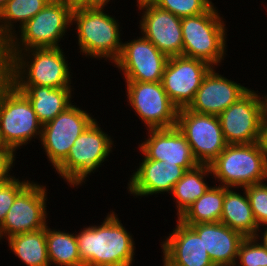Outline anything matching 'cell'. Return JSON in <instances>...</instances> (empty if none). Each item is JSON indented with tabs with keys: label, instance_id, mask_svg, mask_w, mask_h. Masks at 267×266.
Segmentation results:
<instances>
[{
	"label": "cell",
	"instance_id": "obj_1",
	"mask_svg": "<svg viewBox=\"0 0 267 266\" xmlns=\"http://www.w3.org/2000/svg\"><path fill=\"white\" fill-rule=\"evenodd\" d=\"M110 210L100 224L75 231L83 266H133L135 239Z\"/></svg>",
	"mask_w": 267,
	"mask_h": 266
},
{
	"label": "cell",
	"instance_id": "obj_2",
	"mask_svg": "<svg viewBox=\"0 0 267 266\" xmlns=\"http://www.w3.org/2000/svg\"><path fill=\"white\" fill-rule=\"evenodd\" d=\"M107 4L72 10L71 26L77 35L80 54L94 60L105 59L114 63L121 54L123 36L121 22L105 12ZM121 28V29H120Z\"/></svg>",
	"mask_w": 267,
	"mask_h": 266
},
{
	"label": "cell",
	"instance_id": "obj_3",
	"mask_svg": "<svg viewBox=\"0 0 267 266\" xmlns=\"http://www.w3.org/2000/svg\"><path fill=\"white\" fill-rule=\"evenodd\" d=\"M62 49L33 48L21 52H7L11 83L15 86L74 88L71 80L73 73L71 65L69 66L71 63Z\"/></svg>",
	"mask_w": 267,
	"mask_h": 266
},
{
	"label": "cell",
	"instance_id": "obj_4",
	"mask_svg": "<svg viewBox=\"0 0 267 266\" xmlns=\"http://www.w3.org/2000/svg\"><path fill=\"white\" fill-rule=\"evenodd\" d=\"M220 12L213 4L202 14L181 18L182 56L202 60L212 67L222 65L228 55V28Z\"/></svg>",
	"mask_w": 267,
	"mask_h": 266
},
{
	"label": "cell",
	"instance_id": "obj_5",
	"mask_svg": "<svg viewBox=\"0 0 267 266\" xmlns=\"http://www.w3.org/2000/svg\"><path fill=\"white\" fill-rule=\"evenodd\" d=\"M95 119L75 140L67 158L54 170L72 188L82 186L112 153L114 138ZM88 178V179H87Z\"/></svg>",
	"mask_w": 267,
	"mask_h": 266
},
{
	"label": "cell",
	"instance_id": "obj_6",
	"mask_svg": "<svg viewBox=\"0 0 267 266\" xmlns=\"http://www.w3.org/2000/svg\"><path fill=\"white\" fill-rule=\"evenodd\" d=\"M218 185L244 188L267 181V156L262 142L228 144L210 164Z\"/></svg>",
	"mask_w": 267,
	"mask_h": 266
},
{
	"label": "cell",
	"instance_id": "obj_7",
	"mask_svg": "<svg viewBox=\"0 0 267 266\" xmlns=\"http://www.w3.org/2000/svg\"><path fill=\"white\" fill-rule=\"evenodd\" d=\"M71 15L72 9L64 2L50 0L4 45L6 52L62 47L60 41L65 39L63 37L72 28Z\"/></svg>",
	"mask_w": 267,
	"mask_h": 266
},
{
	"label": "cell",
	"instance_id": "obj_8",
	"mask_svg": "<svg viewBox=\"0 0 267 266\" xmlns=\"http://www.w3.org/2000/svg\"><path fill=\"white\" fill-rule=\"evenodd\" d=\"M42 124L27 96L13 83L0 95V145L15 154L34 139L40 141Z\"/></svg>",
	"mask_w": 267,
	"mask_h": 266
},
{
	"label": "cell",
	"instance_id": "obj_9",
	"mask_svg": "<svg viewBox=\"0 0 267 266\" xmlns=\"http://www.w3.org/2000/svg\"><path fill=\"white\" fill-rule=\"evenodd\" d=\"M264 95L251 88L218 117L227 144H252L262 139Z\"/></svg>",
	"mask_w": 267,
	"mask_h": 266
},
{
	"label": "cell",
	"instance_id": "obj_10",
	"mask_svg": "<svg viewBox=\"0 0 267 266\" xmlns=\"http://www.w3.org/2000/svg\"><path fill=\"white\" fill-rule=\"evenodd\" d=\"M127 102L144 129H166L177 125L178 108L166 94L162 82L125 81Z\"/></svg>",
	"mask_w": 267,
	"mask_h": 266
},
{
	"label": "cell",
	"instance_id": "obj_11",
	"mask_svg": "<svg viewBox=\"0 0 267 266\" xmlns=\"http://www.w3.org/2000/svg\"><path fill=\"white\" fill-rule=\"evenodd\" d=\"M75 104L42 125L40 145L54 170L67 158L75 140L96 119Z\"/></svg>",
	"mask_w": 267,
	"mask_h": 266
},
{
	"label": "cell",
	"instance_id": "obj_12",
	"mask_svg": "<svg viewBox=\"0 0 267 266\" xmlns=\"http://www.w3.org/2000/svg\"><path fill=\"white\" fill-rule=\"evenodd\" d=\"M177 128L184 134L200 165H210L228 145L218 116L178 109Z\"/></svg>",
	"mask_w": 267,
	"mask_h": 266
},
{
	"label": "cell",
	"instance_id": "obj_13",
	"mask_svg": "<svg viewBox=\"0 0 267 266\" xmlns=\"http://www.w3.org/2000/svg\"><path fill=\"white\" fill-rule=\"evenodd\" d=\"M46 185L32 180L16 196L0 226V242L16 234L46 228L50 222L47 219L49 217V211H47L49 192Z\"/></svg>",
	"mask_w": 267,
	"mask_h": 266
},
{
	"label": "cell",
	"instance_id": "obj_14",
	"mask_svg": "<svg viewBox=\"0 0 267 266\" xmlns=\"http://www.w3.org/2000/svg\"><path fill=\"white\" fill-rule=\"evenodd\" d=\"M122 44V51L113 63L124 81L161 82L168 57L142 34Z\"/></svg>",
	"mask_w": 267,
	"mask_h": 266
},
{
	"label": "cell",
	"instance_id": "obj_15",
	"mask_svg": "<svg viewBox=\"0 0 267 266\" xmlns=\"http://www.w3.org/2000/svg\"><path fill=\"white\" fill-rule=\"evenodd\" d=\"M142 15L138 28L168 58L183 54L181 17L159 8L151 0L136 1Z\"/></svg>",
	"mask_w": 267,
	"mask_h": 266
},
{
	"label": "cell",
	"instance_id": "obj_16",
	"mask_svg": "<svg viewBox=\"0 0 267 266\" xmlns=\"http://www.w3.org/2000/svg\"><path fill=\"white\" fill-rule=\"evenodd\" d=\"M211 68L208 63L195 58L182 55L168 58L161 82L169 99L178 109L190 105Z\"/></svg>",
	"mask_w": 267,
	"mask_h": 266
},
{
	"label": "cell",
	"instance_id": "obj_17",
	"mask_svg": "<svg viewBox=\"0 0 267 266\" xmlns=\"http://www.w3.org/2000/svg\"><path fill=\"white\" fill-rule=\"evenodd\" d=\"M139 166L130 175L127 191L134 198L141 199L152 195L172 192L174 185L182 178L186 170L175 163L148 159L142 152Z\"/></svg>",
	"mask_w": 267,
	"mask_h": 266
},
{
	"label": "cell",
	"instance_id": "obj_18",
	"mask_svg": "<svg viewBox=\"0 0 267 266\" xmlns=\"http://www.w3.org/2000/svg\"><path fill=\"white\" fill-rule=\"evenodd\" d=\"M249 89L224 77V74L217 71V67H212L203 78L194 100L187 108L196 113L219 116Z\"/></svg>",
	"mask_w": 267,
	"mask_h": 266
},
{
	"label": "cell",
	"instance_id": "obj_19",
	"mask_svg": "<svg viewBox=\"0 0 267 266\" xmlns=\"http://www.w3.org/2000/svg\"><path fill=\"white\" fill-rule=\"evenodd\" d=\"M146 138L139 144V152L148 159L175 163L186 171L194 169L199 164L195 160L191 147L184 134L177 128L149 129Z\"/></svg>",
	"mask_w": 267,
	"mask_h": 266
},
{
	"label": "cell",
	"instance_id": "obj_20",
	"mask_svg": "<svg viewBox=\"0 0 267 266\" xmlns=\"http://www.w3.org/2000/svg\"><path fill=\"white\" fill-rule=\"evenodd\" d=\"M176 226L161 240L163 266H213L200 236L176 219Z\"/></svg>",
	"mask_w": 267,
	"mask_h": 266
},
{
	"label": "cell",
	"instance_id": "obj_21",
	"mask_svg": "<svg viewBox=\"0 0 267 266\" xmlns=\"http://www.w3.org/2000/svg\"><path fill=\"white\" fill-rule=\"evenodd\" d=\"M188 226L203 240V245L214 265L236 263L240 243L245 238L241 233L221 222Z\"/></svg>",
	"mask_w": 267,
	"mask_h": 266
},
{
	"label": "cell",
	"instance_id": "obj_22",
	"mask_svg": "<svg viewBox=\"0 0 267 266\" xmlns=\"http://www.w3.org/2000/svg\"><path fill=\"white\" fill-rule=\"evenodd\" d=\"M16 87L27 96L42 125L50 122L74 102L72 98L75 97L73 96L75 88H52L46 86Z\"/></svg>",
	"mask_w": 267,
	"mask_h": 266
},
{
	"label": "cell",
	"instance_id": "obj_23",
	"mask_svg": "<svg viewBox=\"0 0 267 266\" xmlns=\"http://www.w3.org/2000/svg\"><path fill=\"white\" fill-rule=\"evenodd\" d=\"M220 222L244 237L256 236L259 227L254 219L245 188L225 187Z\"/></svg>",
	"mask_w": 267,
	"mask_h": 266
},
{
	"label": "cell",
	"instance_id": "obj_24",
	"mask_svg": "<svg viewBox=\"0 0 267 266\" xmlns=\"http://www.w3.org/2000/svg\"><path fill=\"white\" fill-rule=\"evenodd\" d=\"M210 176H213L210 165L199 164L194 169L186 171L174 185L170 195L175 202L177 219L211 186L207 182Z\"/></svg>",
	"mask_w": 267,
	"mask_h": 266
},
{
	"label": "cell",
	"instance_id": "obj_25",
	"mask_svg": "<svg viewBox=\"0 0 267 266\" xmlns=\"http://www.w3.org/2000/svg\"><path fill=\"white\" fill-rule=\"evenodd\" d=\"M49 1L8 0L0 10V46H4L15 35L16 28L19 30L40 12Z\"/></svg>",
	"mask_w": 267,
	"mask_h": 266
},
{
	"label": "cell",
	"instance_id": "obj_26",
	"mask_svg": "<svg viewBox=\"0 0 267 266\" xmlns=\"http://www.w3.org/2000/svg\"><path fill=\"white\" fill-rule=\"evenodd\" d=\"M8 241V242H7ZM10 253L26 266H51L46 243V228L13 235L6 239Z\"/></svg>",
	"mask_w": 267,
	"mask_h": 266
},
{
	"label": "cell",
	"instance_id": "obj_27",
	"mask_svg": "<svg viewBox=\"0 0 267 266\" xmlns=\"http://www.w3.org/2000/svg\"><path fill=\"white\" fill-rule=\"evenodd\" d=\"M225 187L215 184L178 218L185 225L220 222Z\"/></svg>",
	"mask_w": 267,
	"mask_h": 266
},
{
	"label": "cell",
	"instance_id": "obj_28",
	"mask_svg": "<svg viewBox=\"0 0 267 266\" xmlns=\"http://www.w3.org/2000/svg\"><path fill=\"white\" fill-rule=\"evenodd\" d=\"M47 253L50 265L83 266L79 256L75 232L63 229H51L46 225Z\"/></svg>",
	"mask_w": 267,
	"mask_h": 266
},
{
	"label": "cell",
	"instance_id": "obj_29",
	"mask_svg": "<svg viewBox=\"0 0 267 266\" xmlns=\"http://www.w3.org/2000/svg\"><path fill=\"white\" fill-rule=\"evenodd\" d=\"M236 266H267V248L256 237H245L240 243Z\"/></svg>",
	"mask_w": 267,
	"mask_h": 266
},
{
	"label": "cell",
	"instance_id": "obj_30",
	"mask_svg": "<svg viewBox=\"0 0 267 266\" xmlns=\"http://www.w3.org/2000/svg\"><path fill=\"white\" fill-rule=\"evenodd\" d=\"M159 8L178 17H187L206 12L214 3L211 0H151Z\"/></svg>",
	"mask_w": 267,
	"mask_h": 266
},
{
	"label": "cell",
	"instance_id": "obj_31",
	"mask_svg": "<svg viewBox=\"0 0 267 266\" xmlns=\"http://www.w3.org/2000/svg\"><path fill=\"white\" fill-rule=\"evenodd\" d=\"M244 188L258 227L267 225V182L248 185Z\"/></svg>",
	"mask_w": 267,
	"mask_h": 266
},
{
	"label": "cell",
	"instance_id": "obj_32",
	"mask_svg": "<svg viewBox=\"0 0 267 266\" xmlns=\"http://www.w3.org/2000/svg\"><path fill=\"white\" fill-rule=\"evenodd\" d=\"M15 177L13 175L7 181L0 183V226L16 196L32 181L23 179V176L22 180L20 177Z\"/></svg>",
	"mask_w": 267,
	"mask_h": 266
},
{
	"label": "cell",
	"instance_id": "obj_33",
	"mask_svg": "<svg viewBox=\"0 0 267 266\" xmlns=\"http://www.w3.org/2000/svg\"><path fill=\"white\" fill-rule=\"evenodd\" d=\"M16 155L11 149L0 145V183L7 181L13 174L12 169L15 166Z\"/></svg>",
	"mask_w": 267,
	"mask_h": 266
},
{
	"label": "cell",
	"instance_id": "obj_34",
	"mask_svg": "<svg viewBox=\"0 0 267 266\" xmlns=\"http://www.w3.org/2000/svg\"><path fill=\"white\" fill-rule=\"evenodd\" d=\"M10 82V59L4 46H0V95Z\"/></svg>",
	"mask_w": 267,
	"mask_h": 266
},
{
	"label": "cell",
	"instance_id": "obj_35",
	"mask_svg": "<svg viewBox=\"0 0 267 266\" xmlns=\"http://www.w3.org/2000/svg\"><path fill=\"white\" fill-rule=\"evenodd\" d=\"M69 6L72 10L83 7H96L102 3L99 0H60Z\"/></svg>",
	"mask_w": 267,
	"mask_h": 266
},
{
	"label": "cell",
	"instance_id": "obj_36",
	"mask_svg": "<svg viewBox=\"0 0 267 266\" xmlns=\"http://www.w3.org/2000/svg\"><path fill=\"white\" fill-rule=\"evenodd\" d=\"M255 237L267 248V225L259 227Z\"/></svg>",
	"mask_w": 267,
	"mask_h": 266
},
{
	"label": "cell",
	"instance_id": "obj_37",
	"mask_svg": "<svg viewBox=\"0 0 267 266\" xmlns=\"http://www.w3.org/2000/svg\"><path fill=\"white\" fill-rule=\"evenodd\" d=\"M261 142L264 148V152L267 156V118L264 119Z\"/></svg>",
	"mask_w": 267,
	"mask_h": 266
},
{
	"label": "cell",
	"instance_id": "obj_38",
	"mask_svg": "<svg viewBox=\"0 0 267 266\" xmlns=\"http://www.w3.org/2000/svg\"><path fill=\"white\" fill-rule=\"evenodd\" d=\"M263 95L265 99V114H266L265 118H267V93L266 94L263 93Z\"/></svg>",
	"mask_w": 267,
	"mask_h": 266
},
{
	"label": "cell",
	"instance_id": "obj_39",
	"mask_svg": "<svg viewBox=\"0 0 267 266\" xmlns=\"http://www.w3.org/2000/svg\"><path fill=\"white\" fill-rule=\"evenodd\" d=\"M8 0H0V10L4 7Z\"/></svg>",
	"mask_w": 267,
	"mask_h": 266
},
{
	"label": "cell",
	"instance_id": "obj_40",
	"mask_svg": "<svg viewBox=\"0 0 267 266\" xmlns=\"http://www.w3.org/2000/svg\"><path fill=\"white\" fill-rule=\"evenodd\" d=\"M102 4H110L111 0H99Z\"/></svg>",
	"mask_w": 267,
	"mask_h": 266
},
{
	"label": "cell",
	"instance_id": "obj_41",
	"mask_svg": "<svg viewBox=\"0 0 267 266\" xmlns=\"http://www.w3.org/2000/svg\"><path fill=\"white\" fill-rule=\"evenodd\" d=\"M213 266H236L235 264H218V265H213Z\"/></svg>",
	"mask_w": 267,
	"mask_h": 266
}]
</instances>
